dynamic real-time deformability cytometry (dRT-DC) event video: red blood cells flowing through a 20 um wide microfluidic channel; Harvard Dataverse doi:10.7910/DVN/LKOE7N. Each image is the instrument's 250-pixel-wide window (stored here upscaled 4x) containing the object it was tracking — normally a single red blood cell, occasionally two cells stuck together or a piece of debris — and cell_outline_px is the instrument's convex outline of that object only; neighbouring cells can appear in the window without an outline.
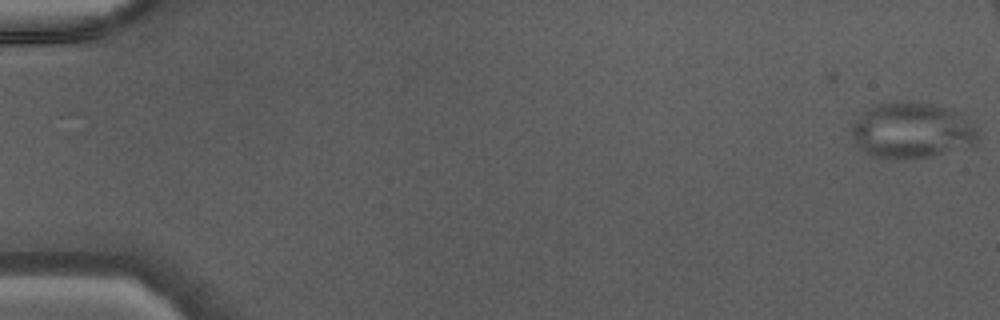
{"species": "Egyptian fruit bat (a non-hibernating species)", "species_latin": "Rousettus aegyptiacus", "temperature_condition": "warm", "stored_images_in_passage": 43, "camera_frame_rate_fps": 3000, "um_per_image_px": 0.085, "animal": {"sex": "male"}, "frame": {"image": 1, "passage_image": 1, "time_ms": 0.0, "image_size_px": [1000, 320], "cell_outline_px": [[976, 144], [932, 156], [904, 160], [896, 160], [876, 156], [864, 152], [852, 136], [852, 124], [872, 104], [896, 100], [916, 100], [952, 108], [960, 112], [964, 116], [976, 132]], "centroid_in_image_um": [77.48, 11.05], "position_along_channel_um": 7.5, "area_um2": 41.5}}
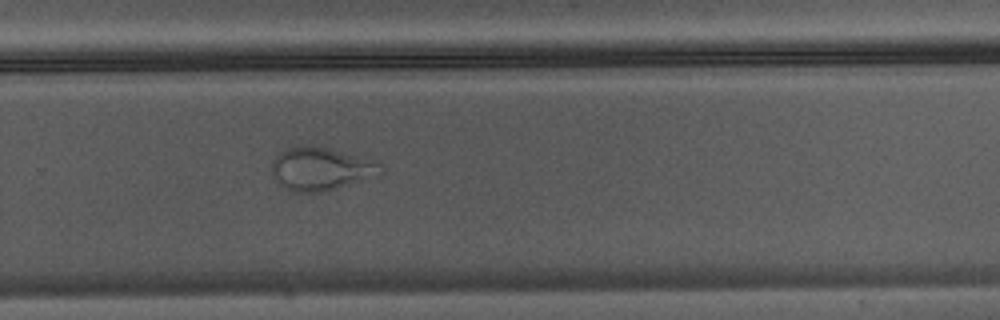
{"frame": {"image": 2, "passage_image": 32, "time_ms": 10.333, "image_size_px": [1000, 320], "cell_outline_px": [[384, 172], [380, 176], [324, 192], [296, 192], [280, 184], [272, 172], [272, 164], [276, 156], [280, 152], [288, 148], [328, 148], [384, 164]], "centroid_in_image_um": [27.36, 14.4], "position_along_channel_um": 302.4, "area_um2": 26.7}}
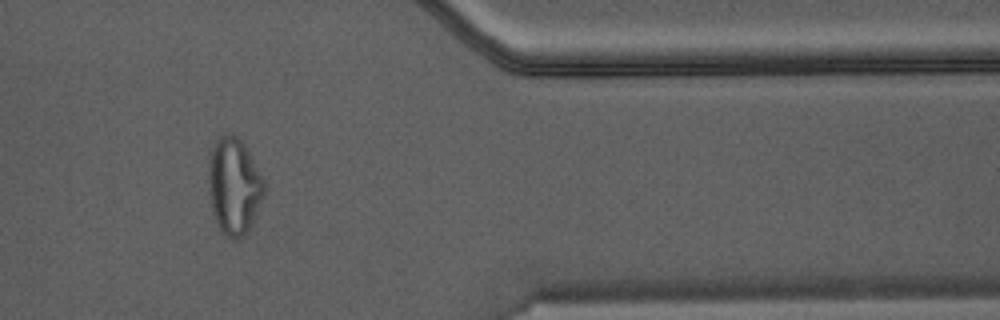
{"frame": {"image": 3, "passage_image": 39, "time_ms": 12.667, "image_size_px": [1000, 320], "cell_outline_px": [[264, 192], [252, 224], [248, 232], [244, 236], [236, 240], [232, 240], [220, 228], [216, 220], [212, 208], [208, 192], [208, 156], [212, 140], [216, 136], [236, 136], [244, 144], [264, 180]], "centroid_in_image_um": [19.85, 15.79], "position_along_channel_um": 391.5, "area_um2": 31.39}}